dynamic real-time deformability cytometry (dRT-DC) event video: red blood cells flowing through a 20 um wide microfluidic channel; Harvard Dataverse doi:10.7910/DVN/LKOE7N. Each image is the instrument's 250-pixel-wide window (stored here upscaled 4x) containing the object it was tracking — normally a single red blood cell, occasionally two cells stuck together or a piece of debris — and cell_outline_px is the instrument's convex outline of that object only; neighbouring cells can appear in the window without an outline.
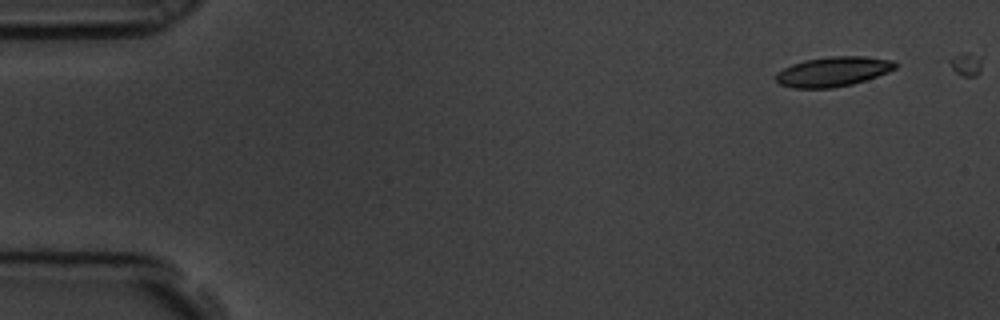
{"species": "common noctule bat (a hibernating species)", "species_latin": "Nyctalus noctula", "temperature_condition": "room temperature", "stored_images_in_passage": 5, "camera_frame_rate_fps": 3000, "um_per_image_px": 0.085, "animal": {"sex": "male", "body_mass_g": 19.5, "forearm_length_mm": 54.6}, "frame": {"image": 1, "passage_image": 1, "time_ms": 0.0, "image_size_px": [1000, 320], "cell_outline_px": [[896, 68], [888, 72], [852, 84], [832, 88], [792, 88], [780, 84], [776, 80], [776, 72], [792, 64], [804, 60], [828, 56], [864, 56], [892, 60], [896, 64]], "centroid_in_image_um": [70.78, 6.08], "position_along_channel_um": 14.2, "area_um2": 20.63}}
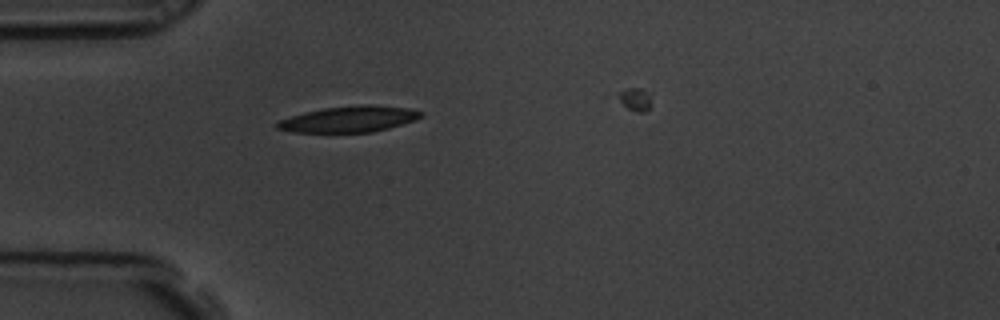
{"frame": {"image": 2, "passage_image": 5, "time_ms": 1.333, "image_size_px": [1000, 320], "cell_outline_px": [[424, 116], [416, 120], [388, 128], [372, 132], [292, 132], [276, 128], [276, 124], [280, 120], [304, 112], [324, 108], [364, 104], [372, 104], [408, 108], [424, 112]], "centroid_in_image_um": [29.73, 10.12], "position_along_channel_um": 55.3, "area_um2": 21.79}}